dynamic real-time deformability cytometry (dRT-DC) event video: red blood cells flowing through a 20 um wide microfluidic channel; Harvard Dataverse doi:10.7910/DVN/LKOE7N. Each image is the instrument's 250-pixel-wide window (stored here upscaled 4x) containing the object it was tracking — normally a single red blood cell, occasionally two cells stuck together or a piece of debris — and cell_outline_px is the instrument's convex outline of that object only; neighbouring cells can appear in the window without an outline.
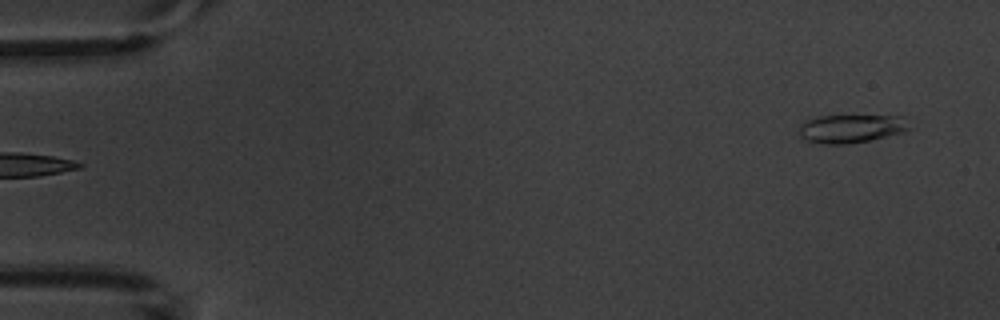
{"species": "common noctule bat (a hibernating species)", "species_latin": "Nyctalus noctula", "temperature_condition": "warm", "stored_images_in_passage": 6, "camera_frame_rate_fps": 3000, "um_per_image_px": 0.085, "animal": {"sex": "male", "body_mass_g": 20.1, "forearm_length_mm": 53.5}, "frame": {"image": 1, "passage_image": 6, "time_ms": 6.0, "image_size_px": [1000, 320], "cell_outline_px": [[912, 128], [904, 132], [868, 140], [848, 144], [824, 144], [804, 140], [796, 132], [800, 124], [804, 120], [816, 116], [900, 116]], "centroid_in_image_um": [72.25, 10.93], "position_along_channel_um": 12.7, "area_um2": 18.32}}